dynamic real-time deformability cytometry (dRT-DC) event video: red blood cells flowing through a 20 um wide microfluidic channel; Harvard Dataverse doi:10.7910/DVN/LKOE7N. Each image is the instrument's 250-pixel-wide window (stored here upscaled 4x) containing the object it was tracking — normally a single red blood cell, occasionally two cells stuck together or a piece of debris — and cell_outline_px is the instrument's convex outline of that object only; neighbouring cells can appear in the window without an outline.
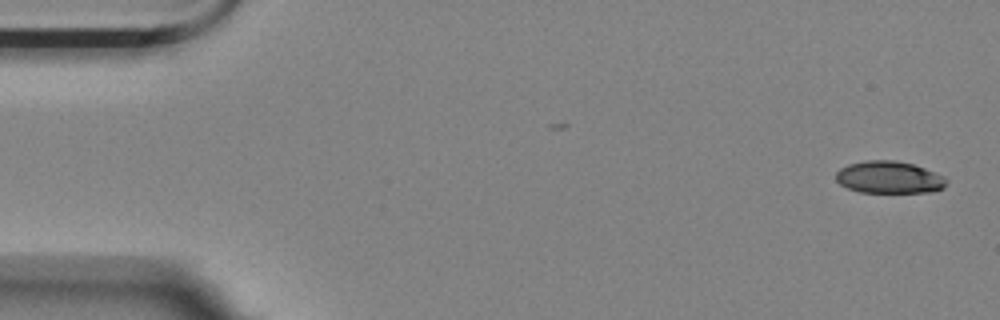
{"species": "Egyptian fruit bat (a non-hibernating species)", "species_latin": "Rousettus aegyptiacus", "temperature_condition": "room temperature", "stored_images_in_passage": 2, "camera_frame_rate_fps": 3000, "um_per_image_px": 0.085, "animal": {"sex": "female"}, "frame": {"image": 1, "passage_image": 2, "time_ms": 1.0, "image_size_px": [1000, 320], "cell_outline_px": [[948, 180], [944, 188], [928, 192], [860, 192], [848, 188], [840, 184], [836, 180], [836, 172], [840, 168], [848, 164], [864, 160], [896, 160], [912, 164], [936, 172], [944, 176]], "centroid_in_image_um": [75.57, 15.06], "position_along_channel_um": 9.4, "area_um2": 20.81}}